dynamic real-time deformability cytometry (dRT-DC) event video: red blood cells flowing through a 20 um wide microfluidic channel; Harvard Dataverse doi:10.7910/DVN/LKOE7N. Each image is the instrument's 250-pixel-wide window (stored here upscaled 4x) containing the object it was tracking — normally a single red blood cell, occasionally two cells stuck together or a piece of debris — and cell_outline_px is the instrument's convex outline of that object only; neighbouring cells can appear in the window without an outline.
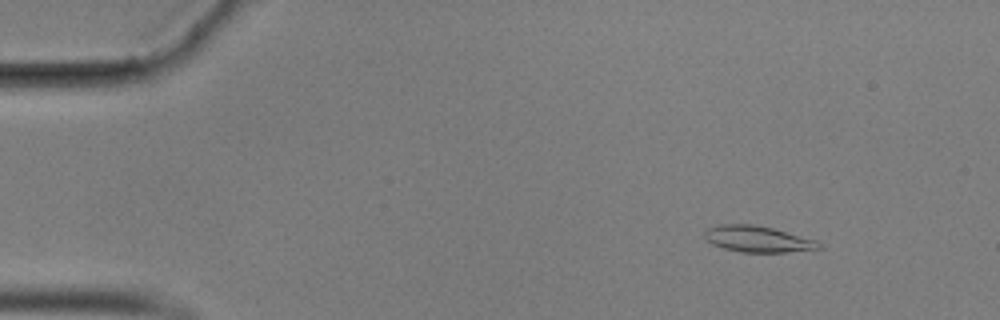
{"species": "common noctule bat (a hibernating species)", "species_latin": "Nyctalus noctula", "temperature_condition": "cold", "stored_images_in_passage": 57, "camera_frame_rate_fps": 3000, "um_per_image_px": 0.085, "animal": {"sex": "male", "body_mass_g": 17.9}, "frame": {"image": 1, "passage_image": 7, "time_ms": 2.0, "image_size_px": [1000, 320], "cell_outline_px": [[824, 248], [784, 252], [740, 252], [724, 248], [712, 244], [704, 236], [704, 232], [708, 228], [716, 224], [752, 224], [772, 228], [816, 240], [824, 244]], "centroid_in_image_um": [64.42, 20.32], "position_along_channel_um": 20.6, "area_um2": 17.46}}
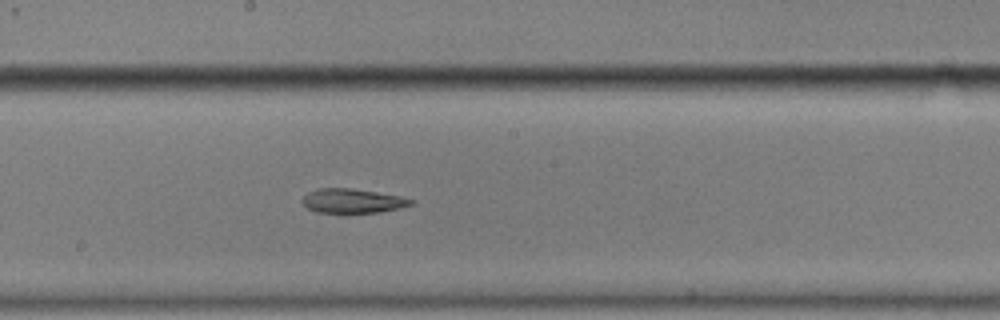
{"frame": {"image": 2, "passage_image": 31, "time_ms": 10.0, "image_size_px": [1000, 320], "cell_outline_px": [[416, 200], [412, 204], [400, 208], [376, 212], [316, 212], [308, 208], [300, 200], [308, 192], [316, 188], [348, 188], [376, 192], [400, 196]], "centroid_in_image_um": [29.95, 17.06], "position_along_channel_um": 218.3, "area_um2": 15.2}}
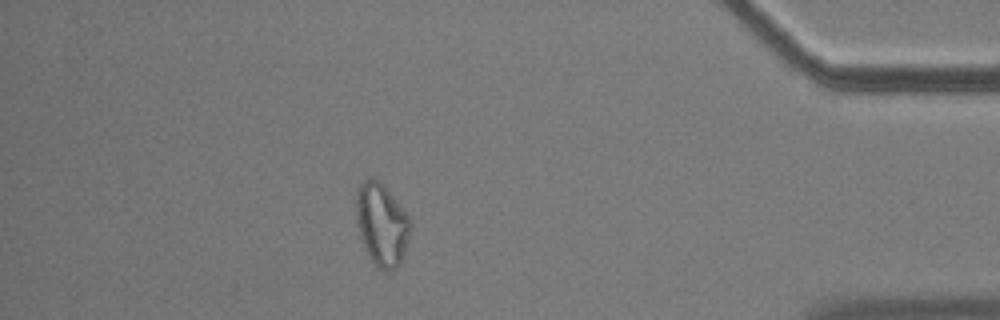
{"frame": {"image": 3, "passage_image": 50, "time_ms": 16.333, "image_size_px": [1000, 320], "cell_outline_px": [[412, 228], [400, 264], [396, 268], [388, 272], [380, 268], [372, 260], [364, 248], [360, 240], [356, 224], [356, 188], [368, 176], [372, 176], [392, 196], [408, 216], [412, 224]], "centroid_in_image_um": [32.42, 19.09], "position_along_channel_um": 402.8, "area_um2": 26.01}, "authors_computed_cell_mechanics": {"area_um2": 17.2822, "velocity_mm_per_s": 3.5392, "shape_relaxation_time_tau1_ms": null, "shape_relaxation_time_tau2_ms": 10.9533, "deformation_change_tau1": null, "deformation_change_tau2": 0.2176}}